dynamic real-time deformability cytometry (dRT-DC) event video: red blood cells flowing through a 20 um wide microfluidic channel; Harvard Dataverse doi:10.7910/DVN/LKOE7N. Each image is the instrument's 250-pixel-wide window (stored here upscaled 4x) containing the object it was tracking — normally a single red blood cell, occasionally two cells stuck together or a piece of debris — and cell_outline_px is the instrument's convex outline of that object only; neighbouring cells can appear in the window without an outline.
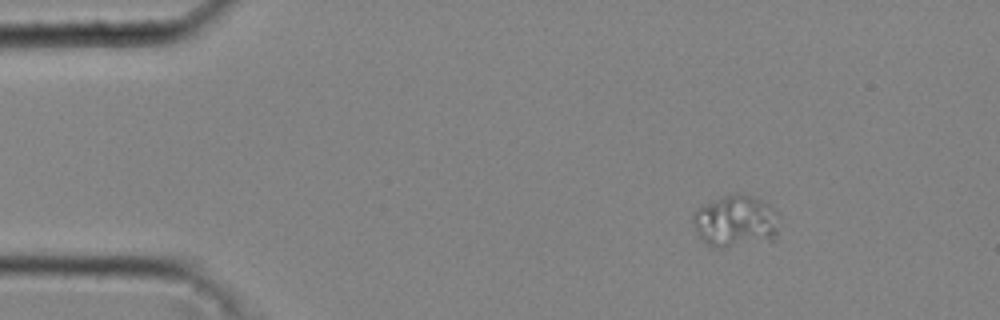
{"species": "common noctule bat (a hibernating species)", "species_latin": "Nyctalus noctula", "temperature_condition": "cold", "stored_images_in_passage": 40, "camera_frame_rate_fps": 3000, "um_per_image_px": 0.085, "animal": {"sex": "male", "body_mass_g": 20.4}, "frame": {"image": 1, "passage_image": 1, "time_ms": 0.0, "image_size_px": [1000, 320], "cell_outline_px": [[776, 240], [724, 248], [716, 248], [708, 244], [696, 232], [692, 224], [692, 212], [696, 208], [712, 200], [736, 192], [740, 192], [760, 200], [768, 204], [776, 212]], "centroid_in_image_um": [62.48, 18.81], "position_along_channel_um": 22.5, "area_um2": 26.24}}
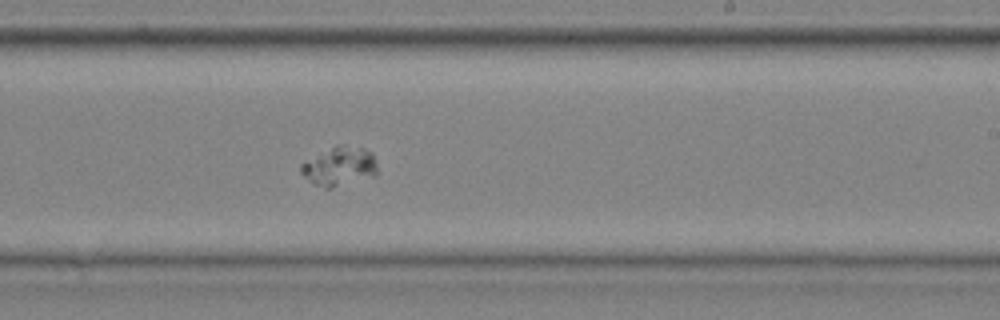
{"frame": {"image": 2, "passage_image": 23, "time_ms": 7.333, "image_size_px": [1000, 320], "cell_outline_px": [[376, 176], [332, 188], [324, 188], [312, 184], [300, 172], [300, 164], [336, 144], [340, 144], [364, 148], [372, 152], [376, 160]], "centroid_in_image_um": [28.86, 14.14], "position_along_channel_um": 260.1, "area_um2": 17.57}}
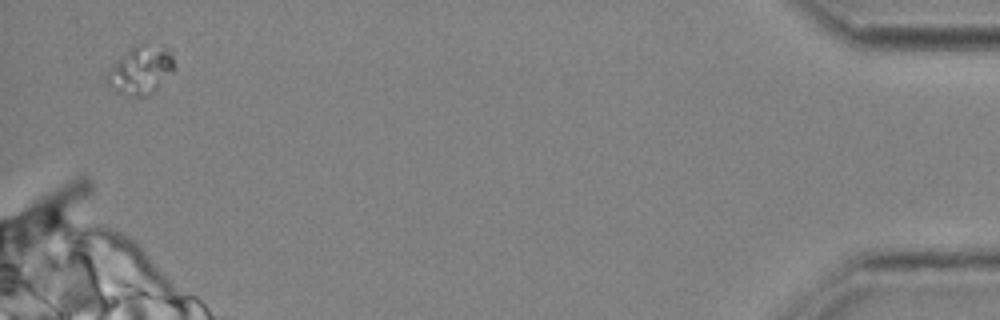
{"frame": {"image": 3, "passage_image": 39, "time_ms": 12.667, "image_size_px": [1000, 320], "cell_outline_px": [[176, 68], [156, 92], [148, 96], [128, 96], [116, 92], [104, 80], [104, 76], [132, 44], [144, 44], [172, 48]], "centroid_in_image_um": [12.01, 5.97], "position_along_channel_um": 423.2, "area_um2": 19.54}}